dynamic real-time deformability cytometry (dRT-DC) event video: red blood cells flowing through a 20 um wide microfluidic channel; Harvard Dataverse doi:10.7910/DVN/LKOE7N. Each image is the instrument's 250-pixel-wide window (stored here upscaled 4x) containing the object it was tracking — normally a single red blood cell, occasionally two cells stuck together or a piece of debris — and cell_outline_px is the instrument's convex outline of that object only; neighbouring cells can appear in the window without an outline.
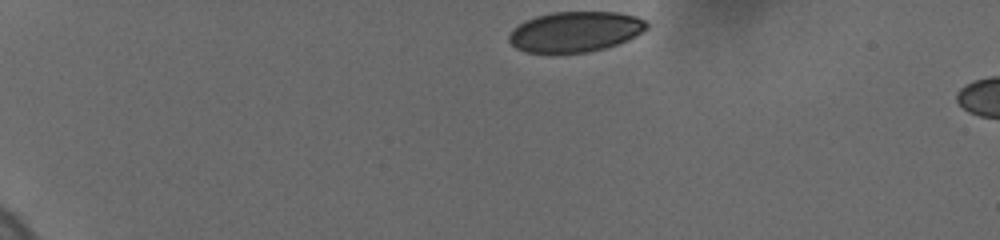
{"species": "human", "species_latin": "Homo sapiens", "temperature_condition": "cold", "stored_images_in_passage": 3, "camera_frame_rate_fps": 3000, "um_per_image_px": 0.085, "donor": {"sex": "female"}, "frame": {"image": 1, "passage_image": 1, "time_ms": 0.0, "image_size_px": [1000, 240], "cell_outline_px": [[648, 28], [644, 32], [628, 40], [604, 48], [588, 52], [524, 52], [516, 48], [508, 40], [508, 36], [512, 28], [524, 20], [536, 16], [552, 12], [616, 12], [636, 16], [648, 20]], "centroid_in_image_um": [48.9, 2.68], "position_along_channel_um": 36.1, "area_um2": 32.6}}